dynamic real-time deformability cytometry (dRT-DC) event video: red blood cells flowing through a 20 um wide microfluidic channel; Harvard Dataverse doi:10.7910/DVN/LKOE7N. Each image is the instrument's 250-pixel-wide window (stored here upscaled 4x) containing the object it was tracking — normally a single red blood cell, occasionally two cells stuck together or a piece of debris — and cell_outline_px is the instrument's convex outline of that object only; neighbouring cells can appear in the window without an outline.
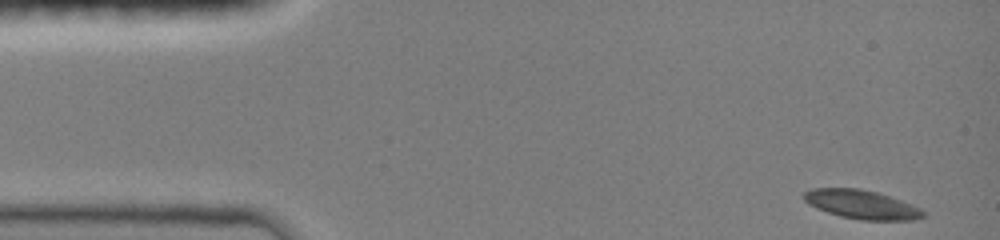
{"species": "common noctule bat (a hibernating species)", "species_latin": "Nyctalus noctula", "temperature_condition": "room temperature", "stored_images_in_passage": 17, "camera_frame_rate_fps": 3000, "um_per_image_px": 0.085, "animal": {"sex": "female", "body_mass_g": 19.0, "forearm_length_mm": 51.5}, "frame": {"image": 1, "passage_image": 1, "time_ms": 0.0, "image_size_px": [1000, 240], "cell_outline_px": [[924, 216], [916, 220], [860, 220], [840, 216], [816, 208], [808, 204], [804, 200], [804, 192], [812, 188], [860, 188], [876, 192], [900, 200], [920, 208], [924, 212]], "centroid_in_image_um": [73.22, 17.38], "position_along_channel_um": 11.8, "area_um2": 19.94}}
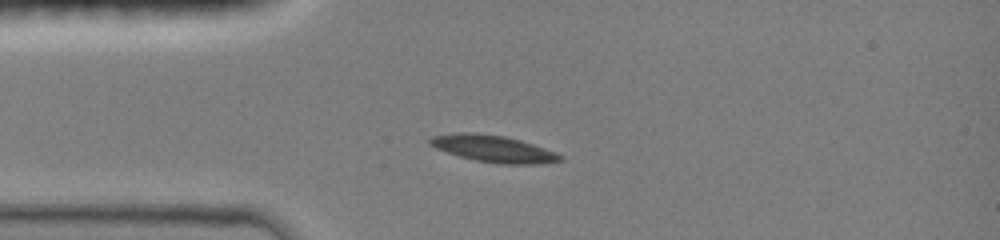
{"frame": {"image": 2, "passage_image": 12, "time_ms": 3.0, "image_size_px": [1000, 240], "cell_outline_px": [[564, 160], [540, 164], [500, 164], [476, 160], [460, 156], [436, 148], [428, 144], [428, 140], [432, 136], [456, 132], [476, 132], [504, 136], [520, 140], [556, 152], [564, 156]], "centroid_in_image_um": [41.95, 12.63], "position_along_channel_um": 43.1, "area_um2": 20.4}}
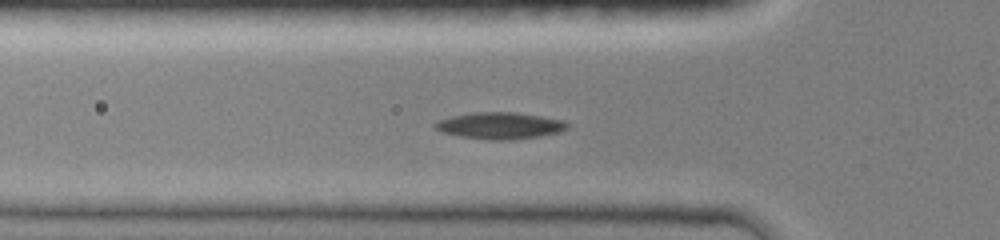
{"frame": {"image": 3, "passage_image": 17, "time_ms": 4.333, "image_size_px": [1000, 240], "cell_outline_px": [[572, 124], [568, 128], [560, 132], [540, 136], [508, 140], [488, 140], [460, 136], [444, 132], [432, 128], [432, 124], [436, 120], [452, 116], [472, 112], [516, 112], [564, 120]], "centroid_in_image_um": [42.49, 10.67], "position_along_channel_um": 83.3, "area_um2": 20.81}}